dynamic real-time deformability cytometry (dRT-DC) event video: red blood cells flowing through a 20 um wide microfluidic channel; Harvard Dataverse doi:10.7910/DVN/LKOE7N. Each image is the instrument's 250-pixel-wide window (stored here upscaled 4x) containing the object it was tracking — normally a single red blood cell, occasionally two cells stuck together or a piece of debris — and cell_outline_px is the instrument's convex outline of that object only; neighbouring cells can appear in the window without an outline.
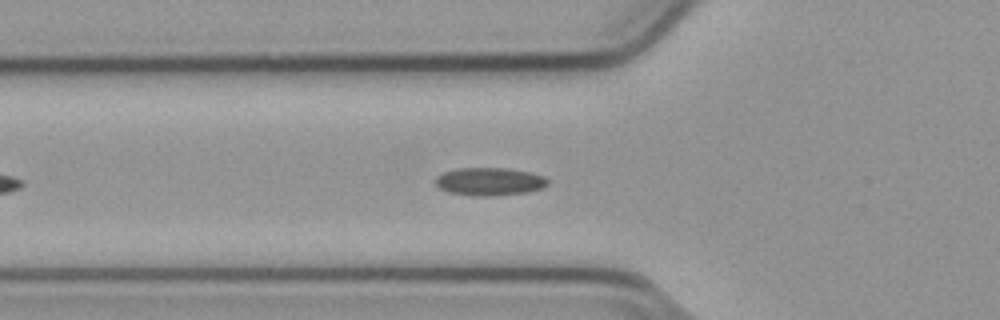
{"species": "common noctule bat (a hibernating species)", "species_latin": "Nyctalus noctula", "temperature_condition": "cold", "stored_images_in_passage": 23, "camera_frame_rate_fps": 3000, "um_per_image_px": 0.085, "animal": {"sex": "male", "body_mass_g": 23.1, "forearm_length_mm": 52.7}, "frame": {"image": 1, "passage_image": 9, "time_ms": 2.667, "image_size_px": [1000, 320], "cell_outline_px": [[548, 184], [544, 188], [528, 192], [496, 196], [472, 196], [448, 192], [440, 188], [436, 184], [436, 176], [444, 172], [456, 168], [508, 168], [532, 172], [544, 176], [548, 180]], "centroid_in_image_um": [41.64, 15.43], "position_along_channel_um": 84.2, "area_um2": 18.55}}
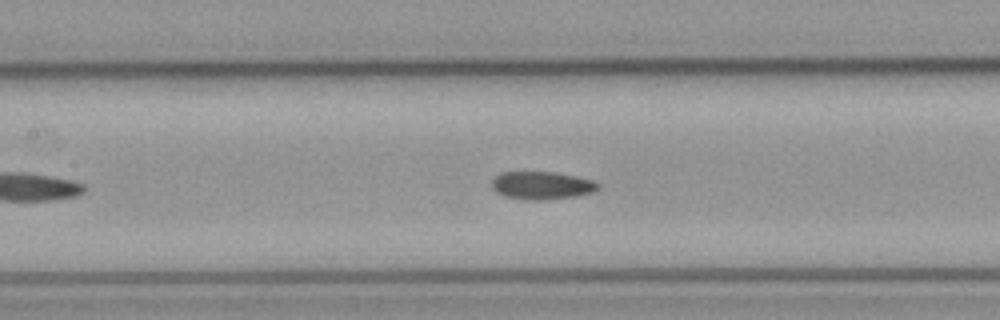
{"frame": {"image": 2, "passage_image": 15, "time_ms": 4.667, "image_size_px": [1000, 320], "cell_outline_px": [[600, 188], [592, 192], [576, 196], [544, 200], [528, 200], [508, 196], [496, 192], [492, 188], [492, 180], [500, 172], [556, 172], [576, 176], [592, 180], [600, 184]], "centroid_in_image_um": [46.07, 15.75], "position_along_channel_um": 161.3, "area_um2": 17.22}}
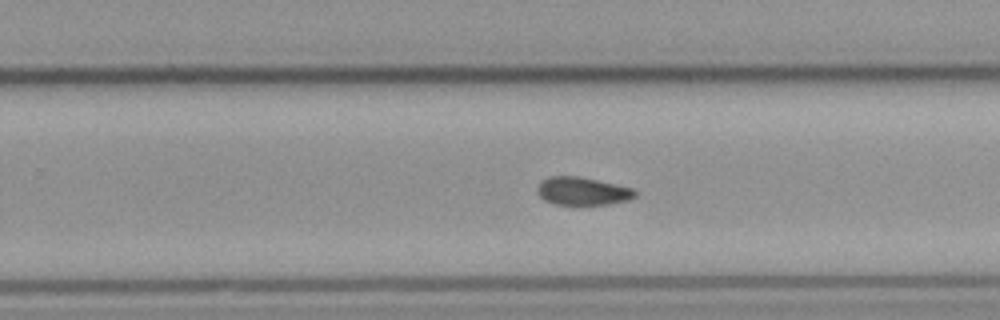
{"frame": {"image": 3, "passage_image": 21, "time_ms": 6.667, "image_size_px": [1000, 320], "cell_outline_px": [[636, 196], [628, 200], [608, 204], [556, 204], [544, 200], [540, 196], [536, 188], [540, 180], [548, 176], [580, 176], [632, 188], [636, 192]], "centroid_in_image_um": [49.47, 16.23], "position_along_channel_um": 280.3, "area_um2": 15.9}}